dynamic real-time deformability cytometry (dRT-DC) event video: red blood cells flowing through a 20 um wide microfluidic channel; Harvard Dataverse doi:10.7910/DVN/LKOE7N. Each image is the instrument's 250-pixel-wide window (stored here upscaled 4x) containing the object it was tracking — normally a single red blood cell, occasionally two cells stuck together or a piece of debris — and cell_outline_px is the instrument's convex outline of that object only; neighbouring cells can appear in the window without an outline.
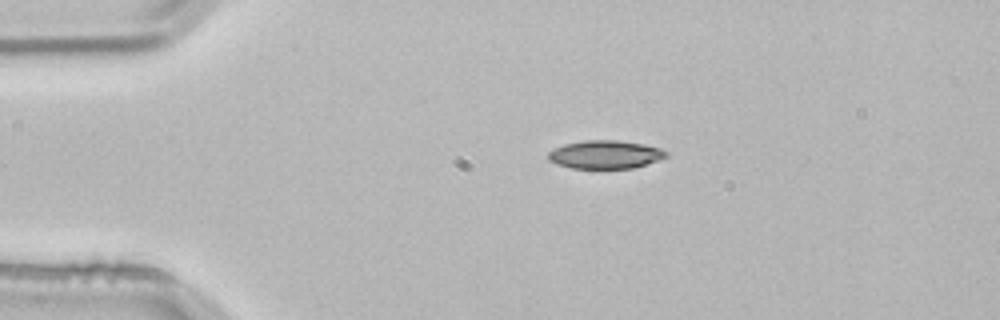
{"species": "common noctule bat (a hibernating species)", "species_latin": "Nyctalus noctula", "temperature_condition": "room temperature", "stored_images_in_passage": 2, "camera_frame_rate_fps": 3000, "um_per_image_px": 0.085, "animal": {"sex": "male", "body_mass_g": 21.5, "forearm_length_mm": 52.0}, "frame": {"image": 1, "passage_image": 1, "time_ms": 0.0, "image_size_px": [1000, 320], "cell_outline_px": [[668, 156], [632, 168], [572, 168], [556, 164], [548, 160], [548, 152], [564, 144], [584, 140], [620, 140], [644, 144], [660, 148], [668, 152]], "centroid_in_image_um": [51.43, 13.12], "position_along_channel_um": 33.6, "area_um2": 19.31}}
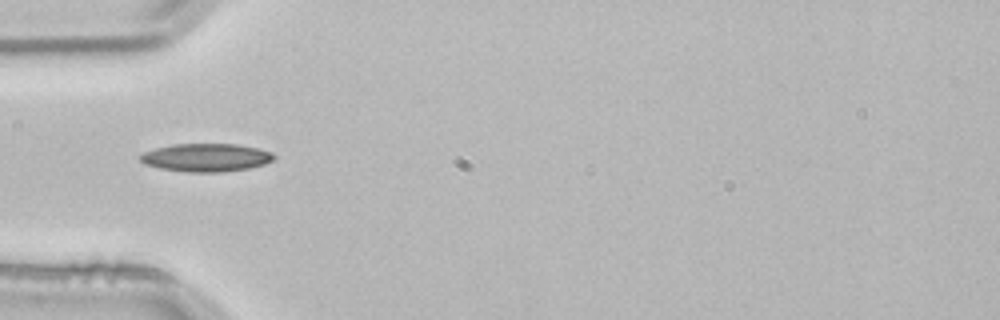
{"frame": {"image": 2, "passage_image": 2, "time_ms": 0.333, "image_size_px": [1000, 320], "cell_outline_px": [[276, 160], [264, 164], [248, 168], [224, 172], [188, 172], [160, 168], [144, 164], [140, 160], [140, 156], [144, 152], [156, 148], [172, 144], [236, 144], [260, 148], [272, 152], [276, 156]], "centroid_in_image_um": [17.57, 13.39], "position_along_channel_um": 67.4, "area_um2": 22.02}}